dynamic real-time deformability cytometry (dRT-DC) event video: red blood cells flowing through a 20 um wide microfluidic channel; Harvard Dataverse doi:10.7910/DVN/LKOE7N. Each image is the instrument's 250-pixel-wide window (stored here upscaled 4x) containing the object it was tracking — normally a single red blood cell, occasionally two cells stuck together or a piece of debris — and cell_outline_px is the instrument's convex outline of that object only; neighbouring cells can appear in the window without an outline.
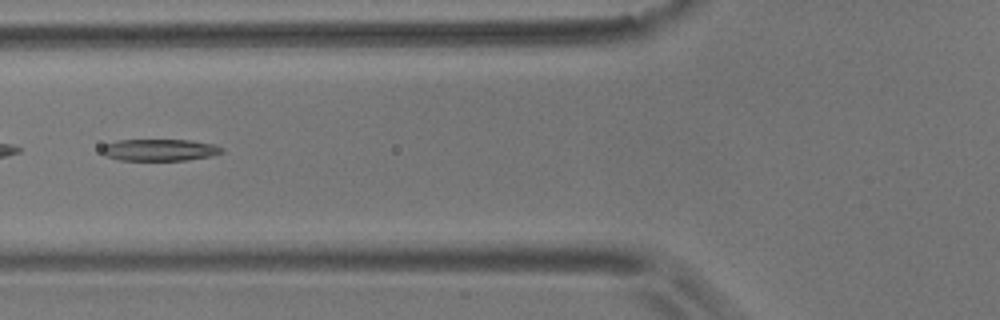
{"species": "common noctule bat (a hibernating species)", "species_latin": "Nyctalus noctula", "temperature_condition": "room temperature", "stored_images_in_passage": 5, "camera_frame_rate_fps": 3000, "um_per_image_px": 0.085, "animal": {"sex": "male", "body_mass_g": 17.9}, "frame": {"image": 1, "passage_image": 5, "time_ms": 4.667, "image_size_px": [1000, 320], "cell_outline_px": [[224, 152], [208, 156], [188, 160], [120, 160], [104, 156], [100, 152], [100, 148], [104, 144], [116, 140], [188, 140], [212, 144], [224, 148]], "centroid_in_image_um": [13.49, 12.74], "position_along_channel_um": 112.3, "area_um2": 15.32}}